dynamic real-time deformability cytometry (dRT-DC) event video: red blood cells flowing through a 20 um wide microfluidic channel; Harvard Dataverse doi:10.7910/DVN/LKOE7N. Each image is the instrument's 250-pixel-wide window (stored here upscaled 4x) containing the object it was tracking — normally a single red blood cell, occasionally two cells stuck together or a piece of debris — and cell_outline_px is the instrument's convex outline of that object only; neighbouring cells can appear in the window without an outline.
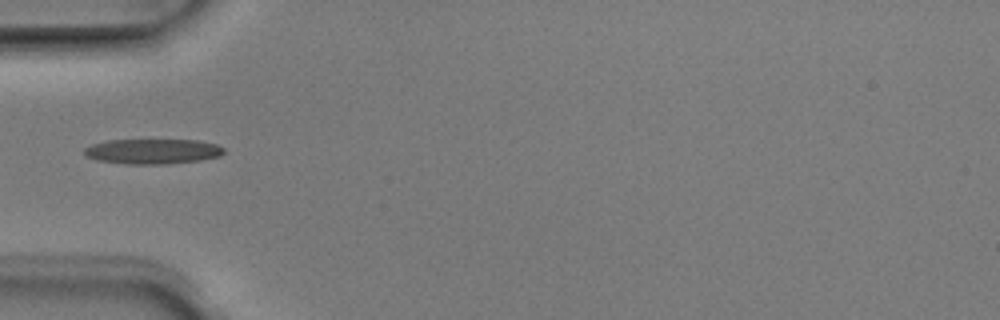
{"species": "Egyptian fruit bat (a non-hibernating species)", "species_latin": "Rousettus aegyptiacus", "temperature_condition": "room temperature", "stored_images_in_passage": 5, "camera_frame_rate_fps": 3000, "um_per_image_px": 0.085, "animal": {"sex": "male"}, "frame": {"image": 1, "passage_image": 5, "time_ms": 1.333, "image_size_px": [1000, 320], "cell_outline_px": [[224, 152], [220, 156], [200, 160], [164, 164], [124, 164], [96, 160], [84, 156], [84, 148], [92, 144], [108, 140], [196, 140], [216, 144], [224, 148]], "centroid_in_image_um": [12.94, 12.87], "position_along_channel_um": 72.1, "area_um2": 20.46}}